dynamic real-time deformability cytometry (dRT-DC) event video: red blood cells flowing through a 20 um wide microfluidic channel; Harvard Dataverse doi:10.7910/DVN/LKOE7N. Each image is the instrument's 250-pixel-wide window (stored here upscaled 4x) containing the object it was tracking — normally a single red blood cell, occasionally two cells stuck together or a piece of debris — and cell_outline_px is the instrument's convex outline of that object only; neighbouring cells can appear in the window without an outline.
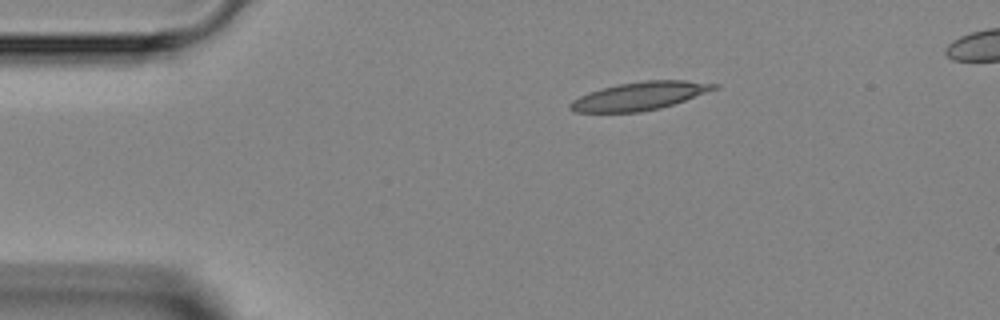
{"species": "Egyptian fruit bat (a non-hibernating species)", "species_latin": "Rousettus aegyptiacus", "temperature_condition": "room temperature", "stored_images_in_passage": 3, "segment_of_instrument_passage": [1, 2], "camera_frame_rate_fps": 3000, "um_per_image_px": 0.085, "animal": {"sex": "female"}, "frame": {"image": 1, "passage_image": 1, "time_ms": 0.0, "image_size_px": [1000, 320], "cell_outline_px": [[720, 88], [660, 108], [640, 112], [572, 112], [568, 108], [568, 104], [572, 100], [588, 92], [600, 88], [620, 84], [644, 80], [684, 80], [720, 84]], "centroid_in_image_um": [54.35, 8.15], "position_along_channel_um": 30.6, "area_um2": 23.64}}